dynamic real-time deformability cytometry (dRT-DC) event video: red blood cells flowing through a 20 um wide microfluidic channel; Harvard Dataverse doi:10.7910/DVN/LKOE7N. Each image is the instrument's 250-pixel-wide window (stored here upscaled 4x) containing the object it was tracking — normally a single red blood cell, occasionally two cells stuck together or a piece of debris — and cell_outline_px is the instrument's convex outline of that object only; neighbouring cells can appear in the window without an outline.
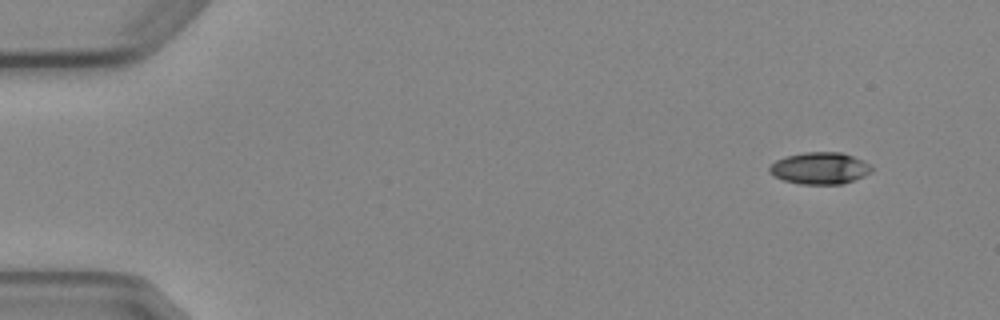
{"species": "Egyptian fruit bat (a non-hibernating species)", "species_latin": "Rousettus aegyptiacus", "temperature_condition": "cold", "stored_images_in_passage": 5, "camera_frame_rate_fps": 3000, "um_per_image_px": 0.085, "animal": {"sex": "female"}, "frame": {"image": 1, "passage_image": 1, "time_ms": 0.0, "image_size_px": [1000, 320], "cell_outline_px": [[872, 172], [864, 176], [844, 184], [800, 184], [784, 180], [768, 172], [768, 168], [776, 160], [788, 156], [804, 152], [840, 152], [852, 156], [868, 164], [872, 168]], "centroid_in_image_um": [69.68, 14.31], "position_along_channel_um": 15.3, "area_um2": 18.79}}
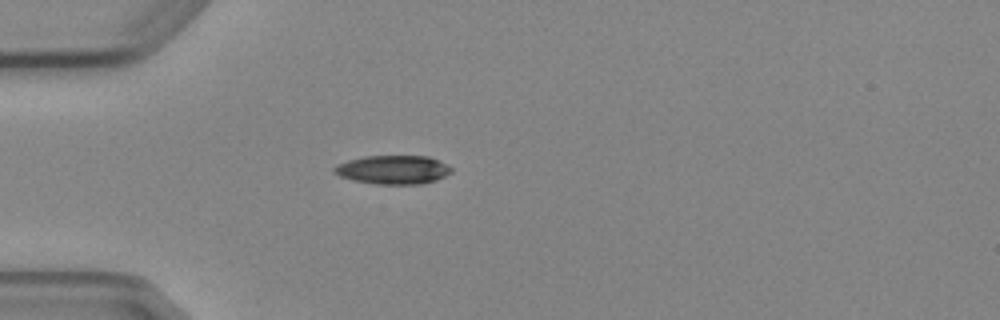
{"frame": {"image": 2, "passage_image": 4, "time_ms": 3.667, "image_size_px": [1000, 320], "cell_outline_px": [[452, 172], [436, 180], [420, 184], [376, 184], [352, 180], [340, 176], [332, 172], [332, 168], [336, 164], [348, 160], [364, 156], [428, 156], [452, 168]], "centroid_in_image_um": [33.35, 14.43], "position_along_channel_um": 51.6, "area_um2": 19.59}}